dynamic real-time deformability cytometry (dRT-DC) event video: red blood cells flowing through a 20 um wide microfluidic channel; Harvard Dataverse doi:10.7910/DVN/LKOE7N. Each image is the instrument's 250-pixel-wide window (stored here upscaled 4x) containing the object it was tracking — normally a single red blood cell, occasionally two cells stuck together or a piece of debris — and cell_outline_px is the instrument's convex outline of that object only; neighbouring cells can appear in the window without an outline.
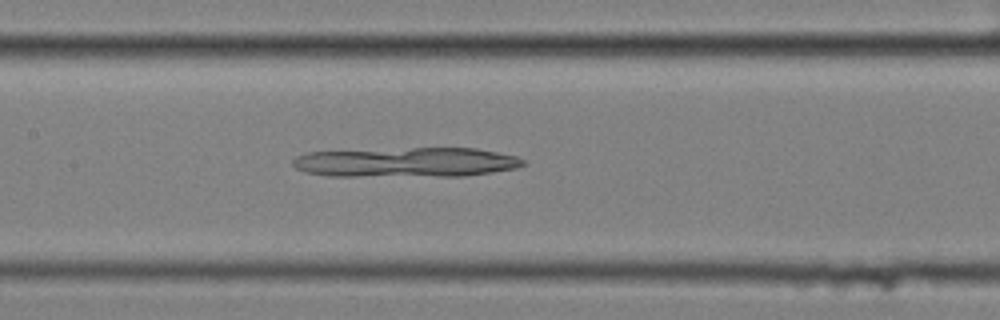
{"species": "common noctule bat (a hibernating species)", "species_latin": "Nyctalus noctula", "temperature_condition": "cold", "stored_images_in_passage": 5, "segment_of_instrument_passage": [2, 2], "camera_frame_rate_fps": 3000, "um_per_image_px": 0.085, "animal": {"sex": "female", "body_mass_g": 25.1}, "frame": {"image": 1, "passage_image": 5, "time_ms": 1.333, "image_size_px": [1000, 320], "cell_outline_px": [[524, 164], [516, 168], [492, 172], [464, 176], [328, 176], [304, 172], [296, 168], [292, 164], [292, 160], [296, 156], [308, 152], [412, 148], [476, 148], [516, 156], [524, 160]], "centroid_in_image_um": [34.51, 13.8], "position_along_channel_um": 172.9, "area_um2": 39.88}}